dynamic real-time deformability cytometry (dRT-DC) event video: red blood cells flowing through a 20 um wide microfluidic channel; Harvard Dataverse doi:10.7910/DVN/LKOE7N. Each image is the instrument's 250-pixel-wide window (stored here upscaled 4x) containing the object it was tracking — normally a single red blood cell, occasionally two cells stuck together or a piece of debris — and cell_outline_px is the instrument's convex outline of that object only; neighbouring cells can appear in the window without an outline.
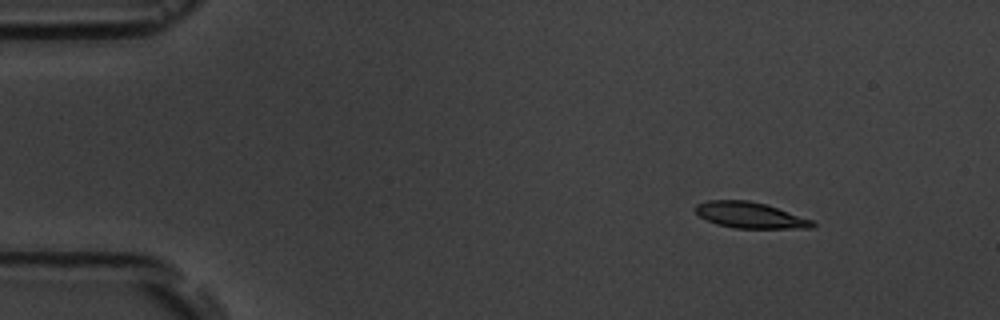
{"species": "common noctule bat (a hibernating species)", "species_latin": "Nyctalus noctula", "temperature_condition": "room temperature", "stored_images_in_passage": 5, "camera_frame_rate_fps": 3000, "um_per_image_px": 0.085, "animal": {"sex": "male", "body_mass_g": 19.5, "forearm_length_mm": 54.6}, "frame": {"image": 1, "passage_image": 1, "time_ms": 0.0, "image_size_px": [1000, 320], "cell_outline_px": [[816, 224], [812, 228], [732, 228], [716, 224], [700, 216], [692, 208], [696, 204], [708, 200], [748, 200], [764, 204], [812, 220]], "centroid_in_image_um": [63.7, 18.29], "position_along_channel_um": 21.3, "area_um2": 17.57}}
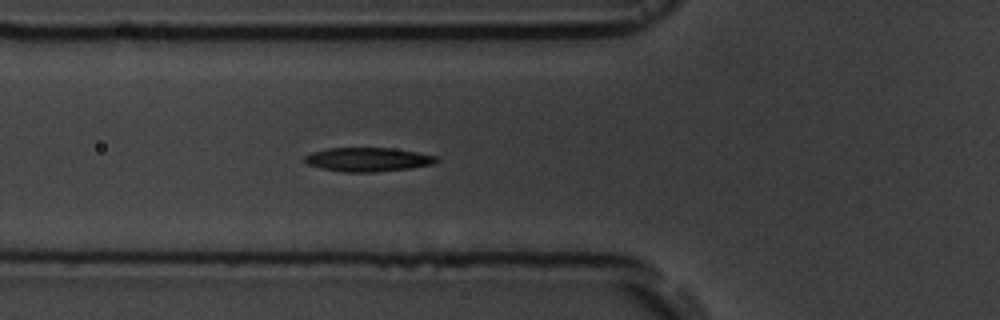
{"frame": {"image": 2, "passage_image": 5, "time_ms": 4.333, "image_size_px": [1000, 320], "cell_outline_px": [[440, 160], [432, 164], [412, 168], [376, 172], [344, 172], [320, 168], [308, 164], [304, 160], [304, 156], [312, 152], [328, 148], [392, 148], [416, 152], [436, 156]], "centroid_in_image_um": [31.27, 13.56], "position_along_channel_um": 94.5, "area_um2": 18.38}}